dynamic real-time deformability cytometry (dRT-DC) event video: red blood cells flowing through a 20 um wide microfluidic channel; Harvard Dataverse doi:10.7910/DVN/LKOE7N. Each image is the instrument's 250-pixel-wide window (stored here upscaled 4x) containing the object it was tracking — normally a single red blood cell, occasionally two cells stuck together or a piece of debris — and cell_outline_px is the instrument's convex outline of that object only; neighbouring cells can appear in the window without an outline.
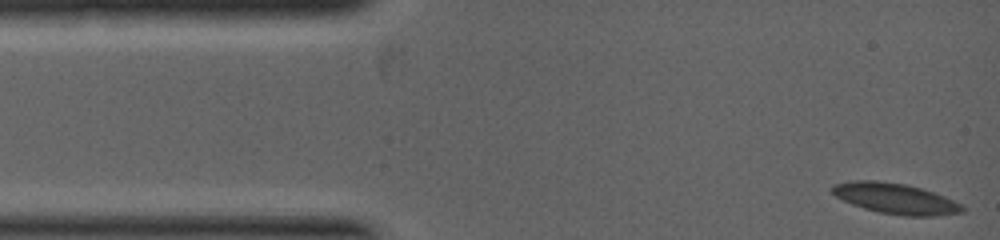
{"species": "common noctule bat (a hibernating species)", "species_latin": "Nyctalus noctula", "temperature_condition": "warm", "stored_images_in_passage": 7, "camera_frame_rate_fps": 5000, "um_per_image_px": 0.085, "animal": {"sex": "female", "body_mass_g": 19.0, "forearm_length_mm": 53.3}, "frame": {"image": 1, "passage_image": 1, "time_ms": 0.0, "image_size_px": [1000, 240], "cell_outline_px": [[964, 212], [936, 216], [904, 216], [880, 212], [864, 208], [852, 204], [836, 196], [832, 192], [832, 184], [852, 180], [876, 180], [904, 184], [920, 188], [944, 196], [964, 204]], "centroid_in_image_um": [76.14, 16.88], "position_along_channel_um": 8.9, "area_um2": 23.18}}
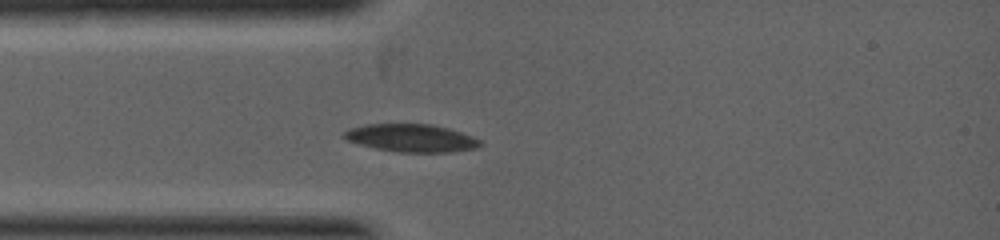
{"frame": {"image": 2, "passage_image": 5, "time_ms": 1.6, "image_size_px": [1000, 240], "cell_outline_px": [[484, 144], [480, 148], [452, 152], [396, 152], [376, 148], [344, 140], [344, 132], [348, 128], [364, 124], [432, 124], [448, 128], [472, 136], [480, 140]], "centroid_in_image_um": [34.98, 11.73], "position_along_channel_um": 50.0, "area_um2": 22.25}}
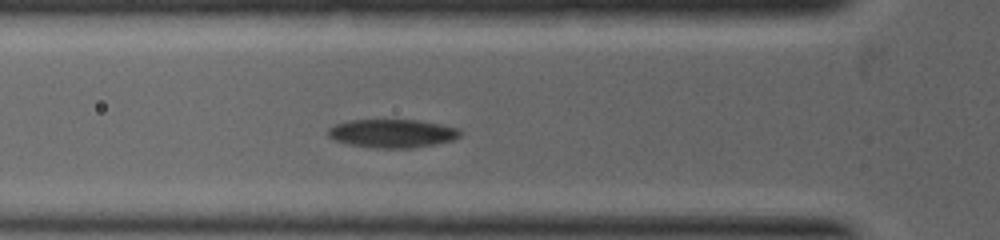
{"frame": {"image": 3, "passage_image": 7, "time_ms": 2.2, "image_size_px": [1000, 240], "cell_outline_px": [[464, 132], [460, 136], [452, 140], [436, 144], [412, 148], [376, 148], [348, 144], [332, 140], [328, 136], [328, 128], [336, 124], [348, 120], [416, 120], [440, 124], [460, 128]], "centroid_in_image_um": [33.35, 11.34], "position_along_channel_um": 92.4, "area_um2": 22.08}}